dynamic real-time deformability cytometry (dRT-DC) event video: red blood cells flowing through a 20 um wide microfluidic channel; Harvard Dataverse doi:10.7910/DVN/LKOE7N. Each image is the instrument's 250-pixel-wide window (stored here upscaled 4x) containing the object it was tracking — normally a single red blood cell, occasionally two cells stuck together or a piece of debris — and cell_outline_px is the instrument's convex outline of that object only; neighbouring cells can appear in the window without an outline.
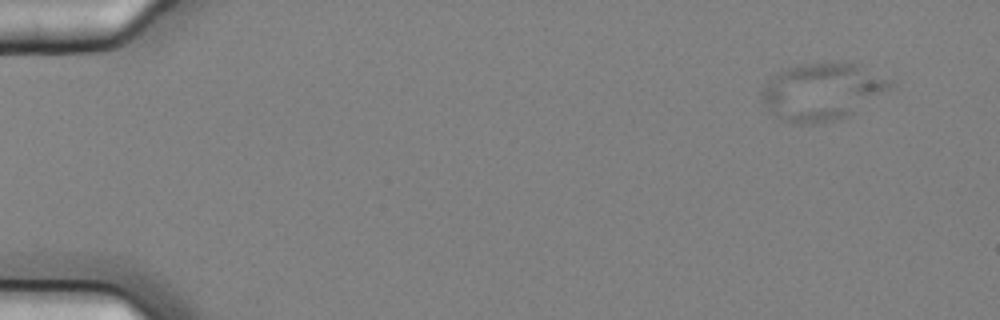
{"species": "common noctule bat (a hibernating species)", "species_latin": "Nyctalus noctula", "temperature_condition": "cold", "stored_images_in_passage": 5, "camera_frame_rate_fps": 3000, "um_per_image_px": 0.085, "animal": {"sex": "female", "body_mass_g": 25.1}, "frame": {"image": 1, "passage_image": 2, "time_ms": 0.333, "image_size_px": [1000, 320], "cell_outline_px": [[892, 84], [888, 88], [848, 116], [816, 124], [796, 124], [780, 120], [776, 116], [760, 96], [760, 92], [764, 84], [776, 72], [800, 64], [836, 60], [844, 60], [860, 64], [888, 80]], "centroid_in_image_um": [69.81, 7.74], "position_along_channel_um": 15.2, "area_um2": 42.6}}
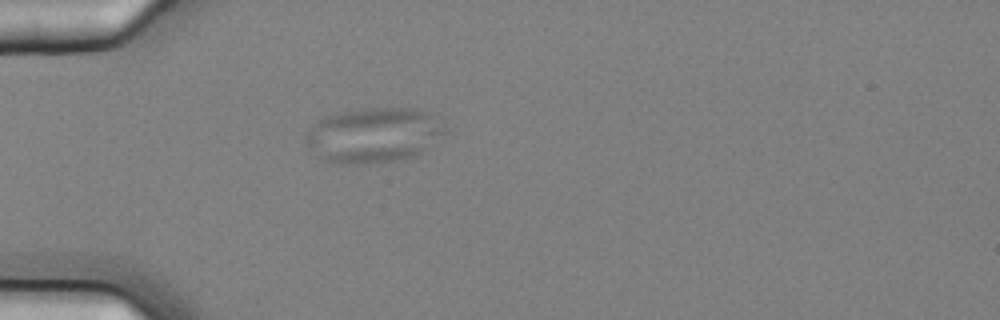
{"frame": {"image": 2, "passage_image": 5, "time_ms": 1.333, "image_size_px": [1000, 320], "cell_outline_px": [[448, 132], [420, 152], [404, 160], [364, 164], [340, 164], [324, 160], [316, 156], [308, 144], [304, 136], [312, 124], [324, 116], [364, 108], [412, 108], [428, 112], [436, 116]], "centroid_in_image_um": [31.75, 11.49], "position_along_channel_um": 53.2, "area_um2": 44.8}}